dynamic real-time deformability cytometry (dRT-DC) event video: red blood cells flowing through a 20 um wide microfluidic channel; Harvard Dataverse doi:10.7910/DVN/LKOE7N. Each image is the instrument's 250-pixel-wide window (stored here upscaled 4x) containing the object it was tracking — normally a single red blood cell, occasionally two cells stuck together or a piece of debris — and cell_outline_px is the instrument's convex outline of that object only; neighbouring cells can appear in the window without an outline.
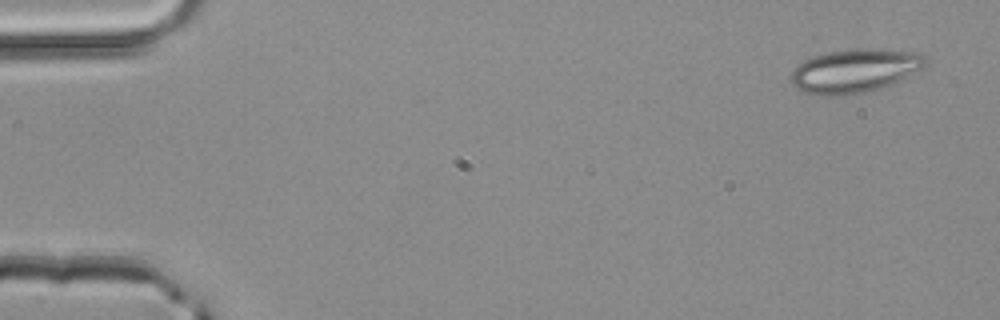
{"species": "common noctule bat (a hibernating species)", "species_latin": "Nyctalus noctula", "temperature_condition": "room temperature", "stored_images_in_passage": 4, "camera_frame_rate_fps": 3000, "um_per_image_px": 0.085, "animal": {"sex": "male", "body_mass_g": 20.4}, "frame": {"image": 1, "passage_image": 1, "time_ms": 0.0, "image_size_px": [1000, 320], "cell_outline_px": [[928, 64], [900, 80], [892, 84], [880, 88], [864, 92], [840, 96], [824, 96], [804, 92], [796, 88], [788, 80], [788, 76], [804, 60], [812, 56], [828, 52], [860, 48], [876, 48], [920, 52], [928, 56]], "centroid_in_image_um": [72.67, 6.01], "position_along_channel_um": 12.3, "area_um2": 34.62}}